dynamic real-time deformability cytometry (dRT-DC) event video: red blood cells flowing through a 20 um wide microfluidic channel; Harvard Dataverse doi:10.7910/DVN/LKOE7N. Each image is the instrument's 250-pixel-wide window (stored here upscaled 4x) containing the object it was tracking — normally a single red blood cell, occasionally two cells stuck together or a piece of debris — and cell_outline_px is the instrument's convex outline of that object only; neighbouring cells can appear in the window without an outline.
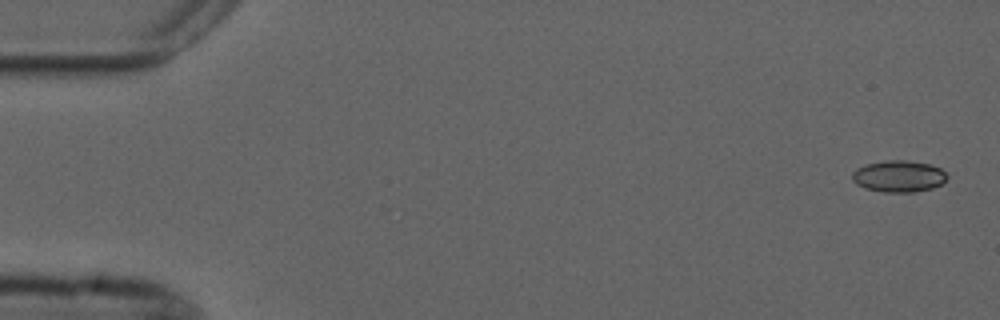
{"species": "common noctule bat (a hibernating species)", "species_latin": "Nyctalus noctula", "temperature_condition": "cold", "stored_images_in_passage": 6, "camera_frame_rate_fps": 3000, "um_per_image_px": 0.085, "animal": {"sex": "male", "forearm_length_mm": 52.5}, "frame": {"image": 1, "passage_image": 1, "time_ms": 0.0, "image_size_px": [1000, 320], "cell_outline_px": [[948, 176], [940, 184], [932, 188], [912, 192], [884, 192], [864, 188], [856, 184], [852, 180], [852, 172], [856, 168], [864, 164], [888, 160], [908, 160], [928, 164], [940, 168]], "centroid_in_image_um": [76.34, 14.98], "position_along_channel_um": 8.7, "area_um2": 17.46}}
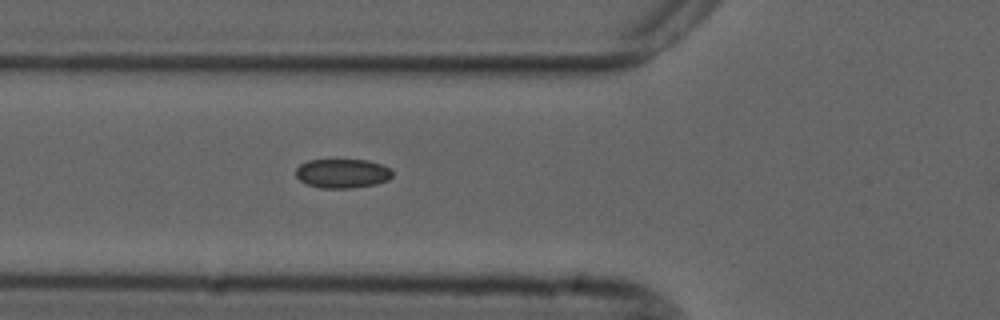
{"frame": {"image": 2, "passage_image": 6, "time_ms": 6.0, "image_size_px": [1000, 320], "cell_outline_px": [[392, 176], [388, 180], [376, 184], [352, 188], [320, 188], [308, 184], [300, 180], [296, 176], [296, 168], [300, 164], [308, 160], [368, 160], [380, 164], [388, 168], [392, 172]], "centroid_in_image_um": [29.09, 14.74], "position_along_channel_um": 96.7, "area_um2": 16.36}}